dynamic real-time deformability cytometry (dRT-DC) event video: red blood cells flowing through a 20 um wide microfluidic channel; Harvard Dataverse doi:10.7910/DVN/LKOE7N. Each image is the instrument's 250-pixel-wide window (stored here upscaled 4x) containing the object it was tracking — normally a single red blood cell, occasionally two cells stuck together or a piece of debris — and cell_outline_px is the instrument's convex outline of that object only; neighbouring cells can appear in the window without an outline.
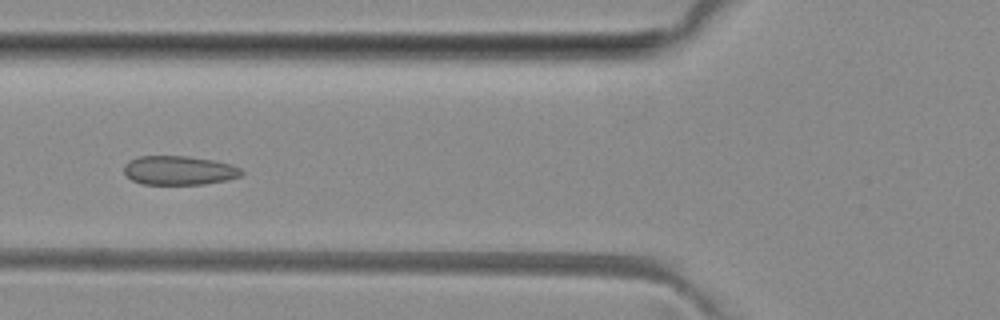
{"species": "common noctule bat (a hibernating species)", "species_latin": "Nyctalus noctula", "temperature_condition": "room temperature", "stored_images_in_passage": 3, "camera_frame_rate_fps": 3000, "um_per_image_px": 0.085, "animal": {"sex": "female", "body_mass_g": 29.2, "forearm_length_mm": 56.3}, "frame": {"image": 1, "passage_image": 3, "time_ms": 2.0, "image_size_px": [1000, 320], "cell_outline_px": [[244, 172], [240, 176], [228, 180], [204, 184], [140, 184], [132, 180], [124, 172], [124, 164], [128, 160], [140, 156], [188, 156], [216, 160], [232, 164], [240, 168]], "centroid_in_image_um": [15.23, 14.48], "position_along_channel_um": 110.6, "area_um2": 20.11}}